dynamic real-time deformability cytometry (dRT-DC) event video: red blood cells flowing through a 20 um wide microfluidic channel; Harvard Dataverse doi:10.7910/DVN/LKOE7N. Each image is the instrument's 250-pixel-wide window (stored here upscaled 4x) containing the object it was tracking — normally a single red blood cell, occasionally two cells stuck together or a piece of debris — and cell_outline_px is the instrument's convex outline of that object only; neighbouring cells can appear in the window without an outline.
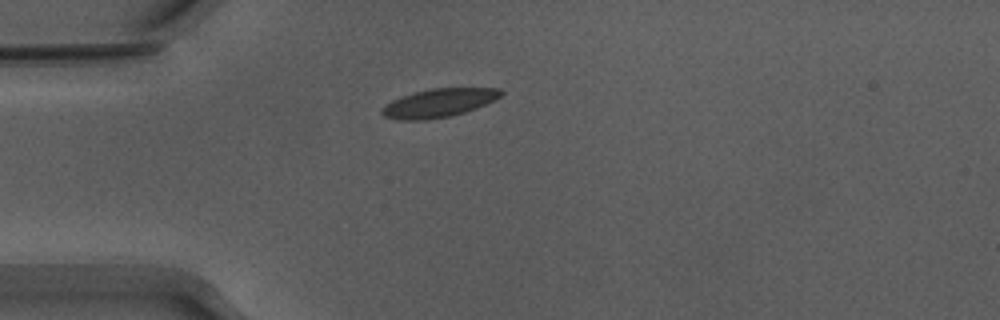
{"species": "Egyptian fruit bat (a non-hibernating species)", "species_latin": "Rousettus aegyptiacus", "temperature_condition": "warm", "stored_images_in_passage": 13, "camera_frame_rate_fps": 3000, "um_per_image_px": 0.085, "animal": {"sex": "male"}, "frame": {"image": 1, "passage_image": 1, "time_ms": 0.0, "image_size_px": [1000, 320], "cell_outline_px": [[504, 92], [496, 100], [476, 108], [464, 112], [448, 116], [424, 120], [400, 120], [384, 116], [380, 112], [380, 108], [384, 104], [392, 100], [416, 92], [432, 88], [500, 88]], "centroid_in_image_um": [37.29, 8.75], "position_along_channel_um": 47.7, "area_um2": 19.65}}
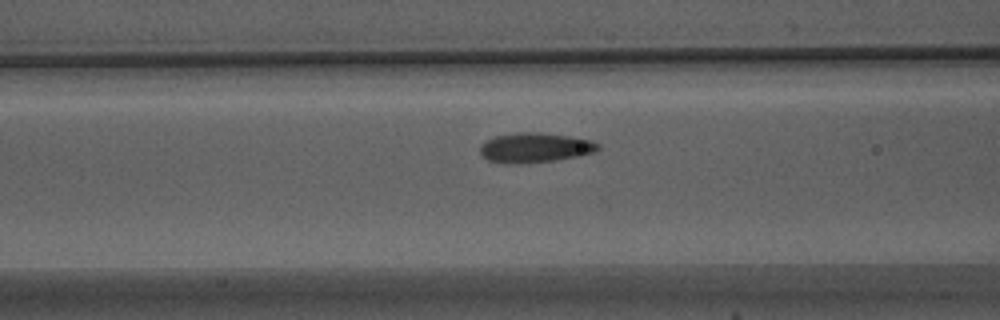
{"frame": {"image": 2, "passage_image": 8, "time_ms": 2.333, "image_size_px": [1000, 320], "cell_outline_px": [[600, 148], [596, 152], [556, 160], [528, 164], [512, 164], [488, 160], [480, 152], [480, 148], [488, 140], [496, 136], [512, 132], [540, 132], [568, 136], [592, 140], [600, 144]], "centroid_in_image_um": [45.51, 12.55], "position_along_channel_um": 121.1, "area_um2": 20.52}}
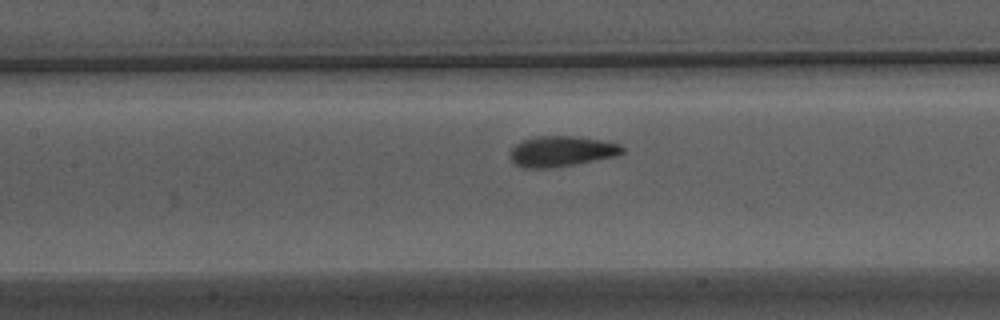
{"frame": {"image": 3, "passage_image": 11, "time_ms": 3.333, "image_size_px": [1000, 320], "cell_outline_px": [[624, 152], [616, 156], [572, 164], [548, 168], [528, 168], [516, 164], [508, 156], [512, 148], [520, 140], [536, 136], [580, 136], [620, 144], [624, 148]], "centroid_in_image_um": [47.7, 12.84], "position_along_channel_um": 159.7, "area_um2": 19.88}}